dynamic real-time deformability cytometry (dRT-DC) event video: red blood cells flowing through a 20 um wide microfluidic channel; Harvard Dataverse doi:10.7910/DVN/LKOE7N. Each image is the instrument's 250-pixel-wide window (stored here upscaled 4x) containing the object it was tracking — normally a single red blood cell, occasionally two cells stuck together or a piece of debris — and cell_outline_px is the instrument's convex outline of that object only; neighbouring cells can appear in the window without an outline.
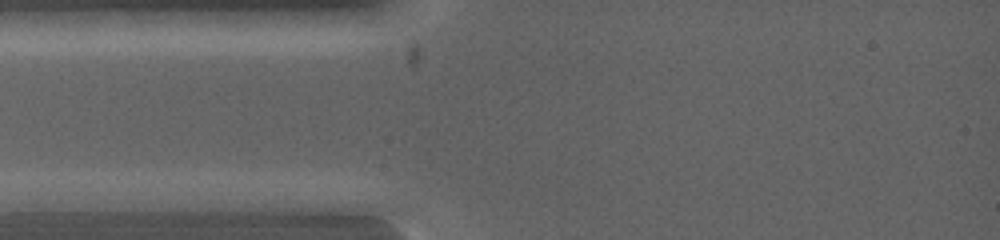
{"species": "common noctule bat (a hibernating species)", "species_latin": "Nyctalus noctula", "temperature_condition": "warm", "stored_images_in_passage": 6, "camera_frame_rate_fps": 5000, "um_per_image_px": 0.085, "animal": {"sex": "female", "body_mass_g": 19.0, "forearm_length_mm": 53.3}, "frame": {"image": 1, "passage_image": 5, "time_ms": 1.0, "image_size_px": [1000, 240], "cell_outline_px": [[124, 200], [112, 212], [28, 212], [12, 200], [32, 192], [96, 192]], "centroid_in_image_um": [5.77, 17.19], "position_along_channel_um": 79.2, "area_um2": 13.58}}